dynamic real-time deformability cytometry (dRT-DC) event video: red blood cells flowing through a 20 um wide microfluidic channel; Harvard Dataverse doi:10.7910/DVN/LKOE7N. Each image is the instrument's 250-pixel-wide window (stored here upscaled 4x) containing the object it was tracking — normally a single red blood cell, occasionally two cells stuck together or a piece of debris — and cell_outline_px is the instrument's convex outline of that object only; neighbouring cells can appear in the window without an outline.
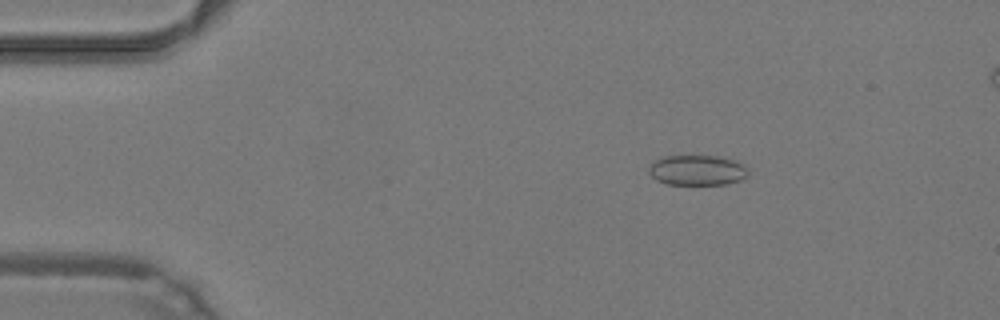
{"species": "common noctule bat (a hibernating species)", "species_latin": "Nyctalus noctula", "temperature_condition": "warm", "stored_images_in_passage": 48, "segment_of_instrument_passage": [1, 2], "camera_frame_rate_fps": 3000, "um_per_image_px": 0.085, "animal": {"sex": "male", "body_mass_g": 19.2, "forearm_length_mm": 51.8}, "frame": {"image": 1, "passage_image": 7, "time_ms": 2.0, "image_size_px": [1000, 320], "cell_outline_px": [[748, 176], [740, 180], [724, 184], [668, 184], [656, 180], [648, 172], [648, 168], [656, 160], [664, 156], [720, 156], [736, 160], [748, 168]], "centroid_in_image_um": [59.29, 14.46], "position_along_channel_um": 25.7, "area_um2": 17.51}}
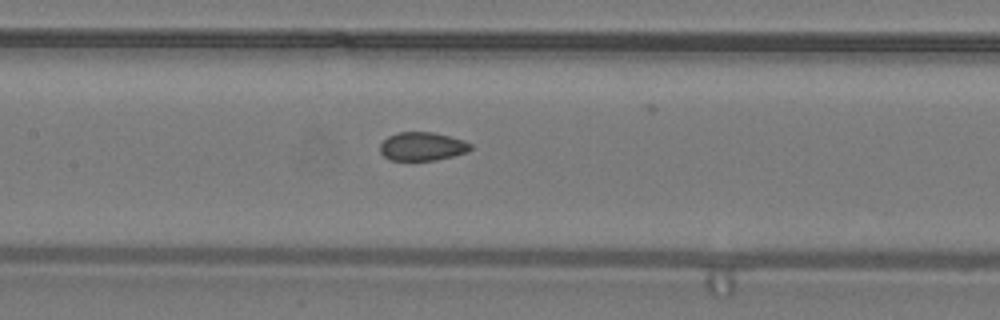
{"frame": {"image": 2, "passage_image": 22, "time_ms": 7.0, "image_size_px": [1000, 320], "cell_outline_px": [[472, 148], [464, 152], [452, 156], [436, 160], [388, 160], [380, 152], [380, 144], [388, 136], [396, 132], [432, 132], [464, 140], [472, 144]], "centroid_in_image_um": [35.86, 12.44], "position_along_channel_um": 171.5, "area_um2": 14.97}}
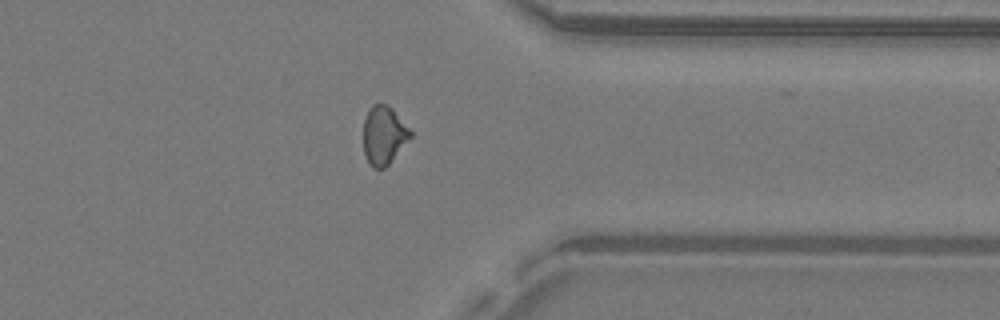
{"frame": {"image": 3, "passage_image": 37, "time_ms": 12.0, "image_size_px": [1000, 320], "cell_outline_px": [[412, 136], [388, 164], [384, 168], [372, 168], [368, 164], [364, 156], [364, 120], [372, 104], [388, 104], [392, 108], [412, 132]], "centroid_in_image_um": [32.61, 11.51], "position_along_channel_um": 378.8, "area_um2": 15.9}}